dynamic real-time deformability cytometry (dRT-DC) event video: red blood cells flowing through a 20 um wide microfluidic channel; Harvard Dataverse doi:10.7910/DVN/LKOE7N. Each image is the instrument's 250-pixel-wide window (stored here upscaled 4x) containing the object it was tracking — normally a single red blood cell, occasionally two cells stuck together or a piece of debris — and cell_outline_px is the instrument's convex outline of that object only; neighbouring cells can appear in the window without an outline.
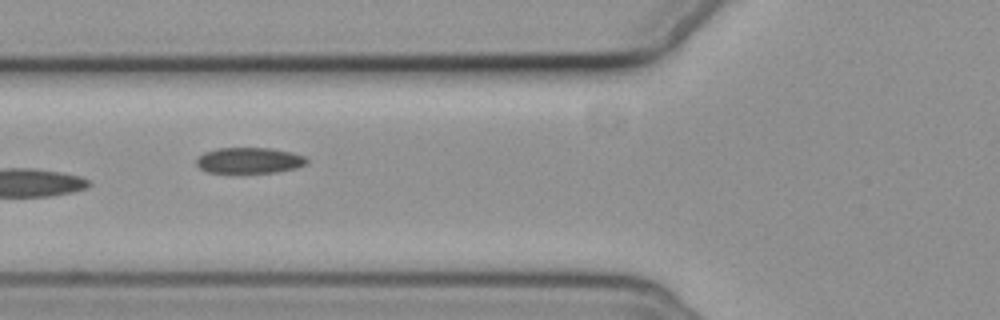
{"species": "common noctule bat (a hibernating species)", "species_latin": "Nyctalus noctula", "temperature_condition": "cold", "stored_images_in_passage": 14, "camera_frame_rate_fps": 3000, "um_per_image_px": 0.085, "animal": {"sex": "female", "body_mass_g": 19.3, "forearm_length_mm": 54.1}, "frame": {"image": 1, "passage_image": 5, "time_ms": 6.333, "image_size_px": [1000, 320], "cell_outline_px": [[308, 164], [296, 168], [276, 172], [208, 172], [200, 168], [196, 164], [196, 160], [204, 152], [216, 148], [272, 148], [292, 152], [304, 156], [308, 160]], "centroid_in_image_um": [21.22, 13.62], "position_along_channel_um": 104.6, "area_um2": 16.59}}
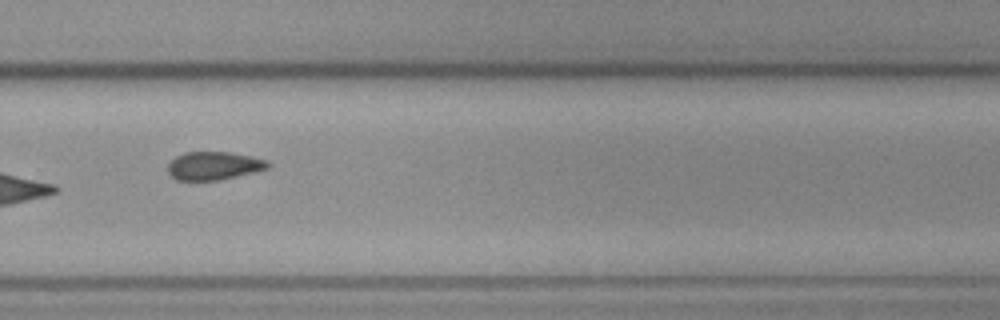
{"frame": {"image": 2, "passage_image": 10, "time_ms": 12.0, "image_size_px": [1000, 320], "cell_outline_px": [[272, 164], [268, 168], [256, 172], [220, 180], [176, 180], [168, 172], [168, 164], [176, 156], [184, 152], [228, 152], [252, 156], [268, 160]], "centroid_in_image_um": [18.22, 14.09], "position_along_channel_um": 311.6, "area_um2": 16.59}}
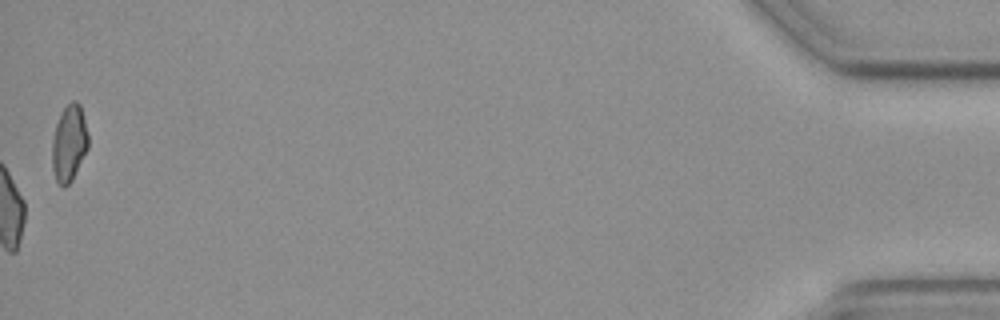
{"frame": {"image": 3, "passage_image": 14, "time_ms": 18.0, "image_size_px": [1000, 320], "cell_outline_px": [[88, 148], [72, 180], [64, 188], [56, 180], [52, 168], [52, 140], [56, 124], [60, 112], [72, 100], [76, 100], [80, 104], [88, 136]], "centroid_in_image_um": [5.86, 12.17], "position_along_channel_um": 429.3, "area_um2": 16.07}}